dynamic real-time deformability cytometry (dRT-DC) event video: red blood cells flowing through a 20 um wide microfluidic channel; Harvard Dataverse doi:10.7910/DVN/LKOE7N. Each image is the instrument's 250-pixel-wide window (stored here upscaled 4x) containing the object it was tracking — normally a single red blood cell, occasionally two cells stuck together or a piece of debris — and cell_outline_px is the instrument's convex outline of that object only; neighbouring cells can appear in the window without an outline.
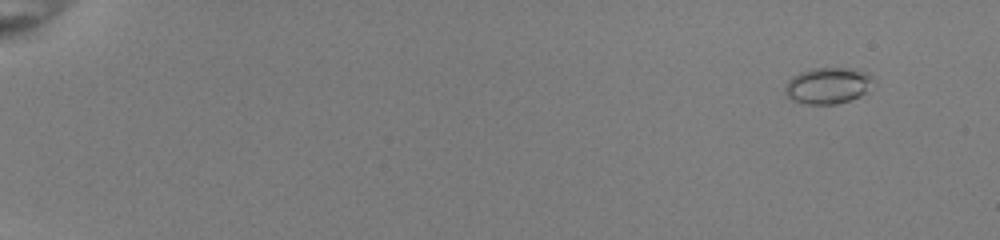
{"species": "common noctule bat (a hibernating species)", "species_latin": "Nyctalus noctula", "temperature_condition": "room temperature", "stored_images_in_passage": 52, "camera_frame_rate_fps": 3000, "um_per_image_px": 0.085, "animal": {"sex": "female", "body_mass_g": 22.0, "forearm_length_mm": 56.7}, "frame": {"image": 1, "passage_image": 3, "time_ms": 0.667, "image_size_px": [1000, 240], "cell_outline_px": [[872, 80], [864, 92], [860, 96], [836, 104], [808, 104], [792, 100], [784, 92], [784, 88], [788, 80], [792, 76], [800, 72], [812, 68], [852, 68], [868, 72], [872, 76]], "centroid_in_image_um": [70.32, 7.26], "position_along_channel_um": 14.7, "area_um2": 18.5}}
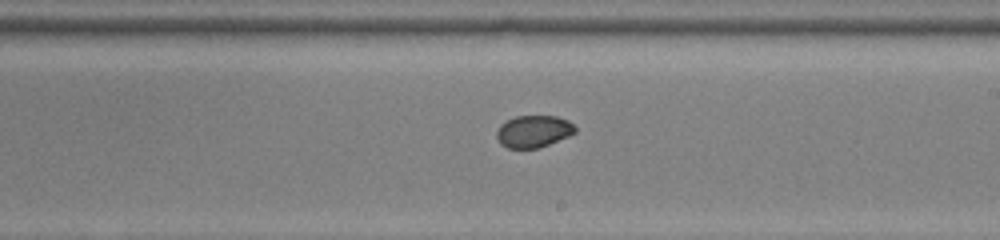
{"frame": {"image": 2, "passage_image": 33, "time_ms": 10.667, "image_size_px": [1000, 240], "cell_outline_px": [[576, 132], [568, 136], [548, 144], [536, 148], [508, 148], [500, 144], [496, 136], [496, 132], [500, 124], [516, 116], [556, 116], [568, 120], [576, 128]], "centroid_in_image_um": [45.33, 11.16], "position_along_channel_um": 243.7, "area_um2": 14.57}}
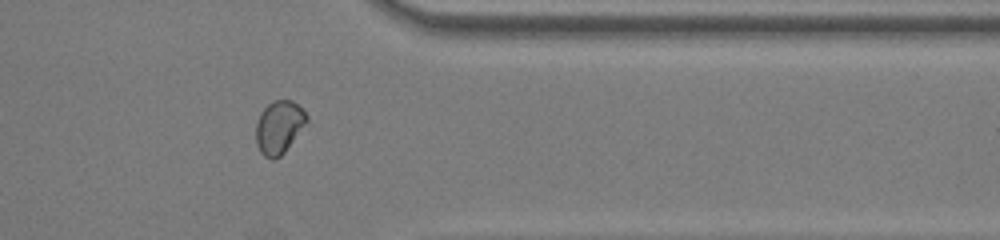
{"frame": {"image": 3, "passage_image": 44, "time_ms": 14.333, "image_size_px": [1000, 240], "cell_outline_px": [[308, 120], [284, 152], [280, 156], [272, 160], [264, 156], [260, 152], [256, 144], [256, 124], [260, 112], [268, 104], [276, 100], [292, 100], [308, 116]], "centroid_in_image_um": [23.68, 10.81], "position_along_channel_um": 387.7, "area_um2": 15.43}, "authors_computed_cell_mechanics": {"area_um2": 16.3574, "velocity_mm_per_s": 4.0089, "shape_relaxation_time_tau1_ms": null, "shape_relaxation_time_tau2_ms": 2.6005, "deformation_change_tau1": null, "deformation_change_tau2": 0.031}}